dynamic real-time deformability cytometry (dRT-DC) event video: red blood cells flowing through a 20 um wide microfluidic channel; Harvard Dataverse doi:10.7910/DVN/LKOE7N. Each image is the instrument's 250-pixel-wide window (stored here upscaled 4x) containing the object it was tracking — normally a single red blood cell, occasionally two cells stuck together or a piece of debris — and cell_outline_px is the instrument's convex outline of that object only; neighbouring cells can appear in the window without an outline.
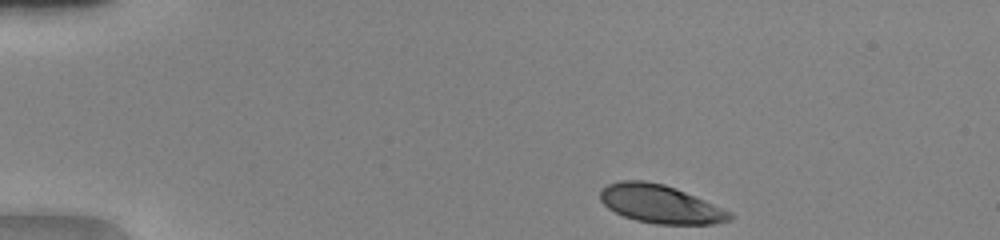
{"species": "human", "species_latin": "Homo sapiens", "temperature_condition": "warm", "stored_images_in_passage": 43, "camera_frame_rate_fps": 3000, "um_per_image_px": 0.085, "donor": {"sex": "female"}, "frame": {"image": 1, "passage_image": 1, "time_ms": 0.0, "image_size_px": [1000, 240], "cell_outline_px": [[736, 216], [732, 220], [712, 224], [656, 224], [636, 220], [624, 216], [608, 208], [600, 200], [600, 188], [608, 184], [620, 180], [644, 180], [664, 184], [676, 188], [732, 212]], "centroid_in_image_um": [56.13, 17.34], "position_along_channel_um": 28.9, "area_um2": 29.02}}
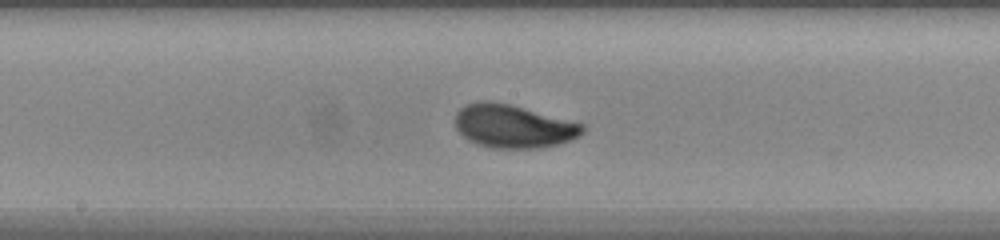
{"frame": {"image": 2, "passage_image": 20, "time_ms": 6.333, "image_size_px": [1000, 240], "cell_outline_px": [[584, 132], [580, 136], [572, 140], [540, 148], [492, 148], [476, 144], [468, 140], [456, 128], [456, 112], [464, 104], [480, 100], [492, 100], [524, 108], [584, 124]], "centroid_in_image_um": [43.61, 10.73], "position_along_channel_um": 204.6, "area_um2": 32.14}}
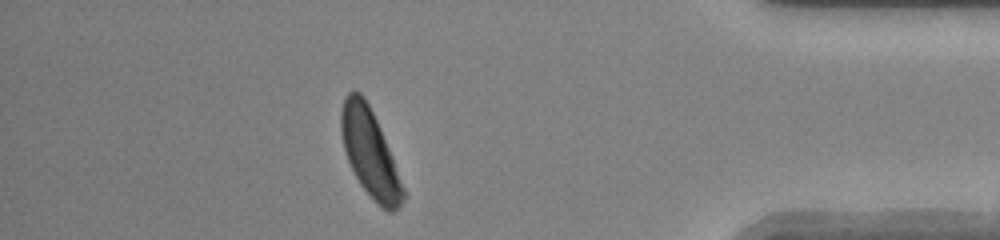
{"frame": {"image": 3, "passage_image": 37, "time_ms": 12.0, "image_size_px": [1000, 240], "cell_outline_px": [[404, 196], [400, 208], [392, 212], [388, 212], [360, 184], [348, 160], [344, 148], [340, 132], [340, 112], [344, 100], [348, 92], [360, 92], [368, 104], [380, 128], [392, 156], [404, 188]], "centroid_in_image_um": [31.43, 12.99], "position_along_channel_um": 403.8, "area_um2": 30.81}, "authors_computed_cell_mechanics": {"area_um2": 31.0386, "velocity_mm_per_s": 4.121, "shape_relaxation_time_tau1_ms": 2.1246, "shape_relaxation_time_tau2_ms": null, "deformation_change_tau1": 0.1759, "deformation_change_tau2": null}}